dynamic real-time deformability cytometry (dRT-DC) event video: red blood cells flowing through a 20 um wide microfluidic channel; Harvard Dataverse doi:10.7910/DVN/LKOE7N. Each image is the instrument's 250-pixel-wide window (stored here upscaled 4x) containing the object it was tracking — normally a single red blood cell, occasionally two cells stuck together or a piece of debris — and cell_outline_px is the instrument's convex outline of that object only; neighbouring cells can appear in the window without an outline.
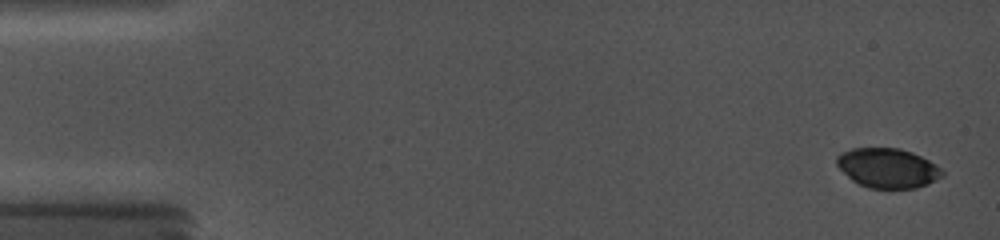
{"species": "common noctule bat (a hibernating species)", "species_latin": "Nyctalus noctula", "temperature_condition": "cold", "stored_images_in_passage": 10, "camera_frame_rate_fps": 5000, "um_per_image_px": 0.085, "animal": {"sex": "female", "body_mass_g": 19.0, "forearm_length_mm": 56.7}, "frame": {"image": 1, "passage_image": 1, "time_ms": 0.0, "image_size_px": [1000, 240], "cell_outline_px": [[944, 176], [928, 184], [916, 188], [868, 188], [852, 180], [836, 164], [836, 156], [852, 148], [900, 148], [912, 152], [936, 164], [944, 172]], "centroid_in_image_um": [75.48, 14.28], "position_along_channel_um": 9.5, "area_um2": 24.28}}
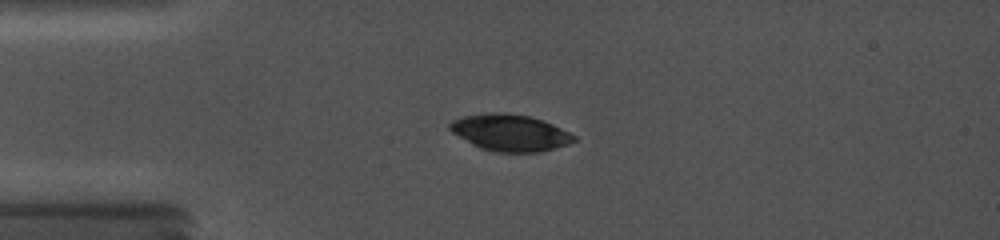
{"frame": {"image": 2, "passage_image": 7, "time_ms": 3.8, "image_size_px": [1000, 240], "cell_outline_px": [[580, 140], [568, 144], [540, 152], [496, 152], [480, 148], [472, 144], [452, 132], [448, 128], [448, 124], [452, 120], [464, 116], [480, 112], [504, 112], [532, 116], [544, 120], [576, 136]], "centroid_in_image_um": [43.35, 11.26], "position_along_channel_um": 41.6, "area_um2": 26.82}}